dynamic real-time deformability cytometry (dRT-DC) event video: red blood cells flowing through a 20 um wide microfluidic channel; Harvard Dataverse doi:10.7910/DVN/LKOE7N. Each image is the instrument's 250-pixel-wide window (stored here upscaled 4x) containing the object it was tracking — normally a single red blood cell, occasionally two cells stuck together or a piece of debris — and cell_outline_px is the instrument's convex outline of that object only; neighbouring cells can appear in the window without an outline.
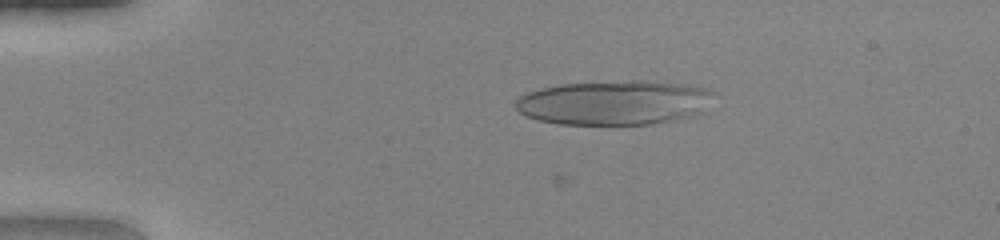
{"species": "human", "species_latin": "Homo sapiens", "temperature_condition": "warm", "stored_images_in_passage": 50, "camera_frame_rate_fps": 3000, "um_per_image_px": 0.085, "donor": {"sex": "female"}, "frame": {"image": 1, "passage_image": 11, "time_ms": 3.333, "image_size_px": [1000, 240], "cell_outline_px": [[696, 88], [668, 116], [660, 120], [644, 124], [560, 124], [540, 120], [528, 116], [520, 112], [516, 108], [516, 104], [524, 96], [532, 92], [544, 88], [560, 84], [640, 80], [672, 84]], "centroid_in_image_um": [51.37, 8.71], "position_along_channel_um": 33.6, "area_um2": 44.22}}
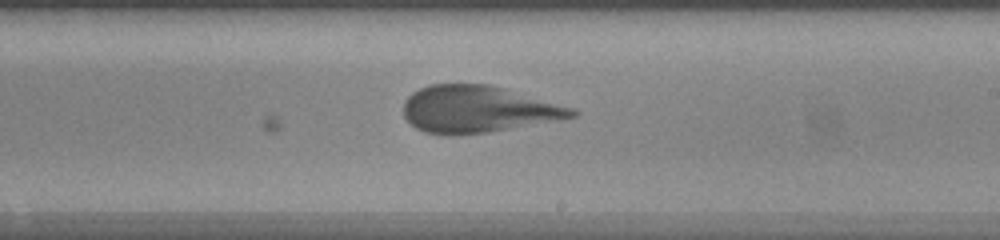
{"frame": {"image": 2, "passage_image": 31, "time_ms": 10.0, "image_size_px": [1000, 240], "cell_outline_px": [[580, 112], [576, 116], [488, 132], [452, 136], [448, 136], [424, 132], [416, 128], [404, 116], [404, 104], [408, 96], [412, 92], [428, 84], [492, 84], [572, 108]], "centroid_in_image_um": [40.56, 9.28], "position_along_channel_um": 248.4, "area_um2": 45.78}}
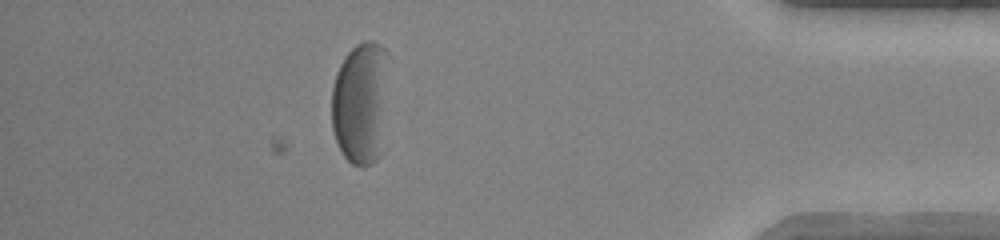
{"frame": {"image": 3, "passage_image": 45, "time_ms": 14.667, "image_size_px": [1000, 240], "cell_outline_px": [[388, 52], [384, 152], [372, 164], [352, 164], [344, 156], [336, 140], [332, 128], [332, 88], [336, 72], [344, 56], [356, 44], [364, 40], [372, 40], [380, 44]], "centroid_in_image_um": [30.69, 8.73], "position_along_channel_um": 404.5, "area_um2": 41.73}, "authors_computed_cell_mechanics": {"area_um2": 44.795, "velocity_mm_per_s": 4.1251, "shape_relaxation_time_tau1_ms": 3.8204, "shape_relaxation_time_tau2_ms": 0.91, "deformation_change_tau1": 0.1888, "deformation_change_tau2": 0.0799}}